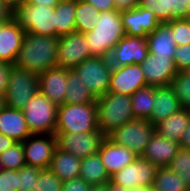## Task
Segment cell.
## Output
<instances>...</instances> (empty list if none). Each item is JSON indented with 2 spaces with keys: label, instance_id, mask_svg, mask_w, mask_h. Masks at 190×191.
<instances>
[{
  "label": "cell",
  "instance_id": "obj_1",
  "mask_svg": "<svg viewBox=\"0 0 190 191\" xmlns=\"http://www.w3.org/2000/svg\"><path fill=\"white\" fill-rule=\"evenodd\" d=\"M57 42V37L26 33L13 66L38 75L57 67Z\"/></svg>",
  "mask_w": 190,
  "mask_h": 191
},
{
  "label": "cell",
  "instance_id": "obj_2",
  "mask_svg": "<svg viewBox=\"0 0 190 191\" xmlns=\"http://www.w3.org/2000/svg\"><path fill=\"white\" fill-rule=\"evenodd\" d=\"M84 34L93 57L110 58L113 48L125 36L121 12L116 9L100 12L97 24Z\"/></svg>",
  "mask_w": 190,
  "mask_h": 191
},
{
  "label": "cell",
  "instance_id": "obj_3",
  "mask_svg": "<svg viewBox=\"0 0 190 191\" xmlns=\"http://www.w3.org/2000/svg\"><path fill=\"white\" fill-rule=\"evenodd\" d=\"M98 129L107 137L134 118L130 95L107 92L96 99Z\"/></svg>",
  "mask_w": 190,
  "mask_h": 191
},
{
  "label": "cell",
  "instance_id": "obj_4",
  "mask_svg": "<svg viewBox=\"0 0 190 191\" xmlns=\"http://www.w3.org/2000/svg\"><path fill=\"white\" fill-rule=\"evenodd\" d=\"M98 130L96 102L57 107L55 133H86Z\"/></svg>",
  "mask_w": 190,
  "mask_h": 191
},
{
  "label": "cell",
  "instance_id": "obj_5",
  "mask_svg": "<svg viewBox=\"0 0 190 191\" xmlns=\"http://www.w3.org/2000/svg\"><path fill=\"white\" fill-rule=\"evenodd\" d=\"M57 107L39 91L28 101L22 112L32 134L55 135Z\"/></svg>",
  "mask_w": 190,
  "mask_h": 191
},
{
  "label": "cell",
  "instance_id": "obj_6",
  "mask_svg": "<svg viewBox=\"0 0 190 191\" xmlns=\"http://www.w3.org/2000/svg\"><path fill=\"white\" fill-rule=\"evenodd\" d=\"M14 18L26 33L56 37L54 7L24 4L14 12Z\"/></svg>",
  "mask_w": 190,
  "mask_h": 191
},
{
  "label": "cell",
  "instance_id": "obj_7",
  "mask_svg": "<svg viewBox=\"0 0 190 191\" xmlns=\"http://www.w3.org/2000/svg\"><path fill=\"white\" fill-rule=\"evenodd\" d=\"M38 91V74L15 66L11 67L4 94L6 106L22 110Z\"/></svg>",
  "mask_w": 190,
  "mask_h": 191
},
{
  "label": "cell",
  "instance_id": "obj_8",
  "mask_svg": "<svg viewBox=\"0 0 190 191\" xmlns=\"http://www.w3.org/2000/svg\"><path fill=\"white\" fill-rule=\"evenodd\" d=\"M112 68L110 58L92 57L84 60L73 70L97 99L108 92Z\"/></svg>",
  "mask_w": 190,
  "mask_h": 191
},
{
  "label": "cell",
  "instance_id": "obj_9",
  "mask_svg": "<svg viewBox=\"0 0 190 191\" xmlns=\"http://www.w3.org/2000/svg\"><path fill=\"white\" fill-rule=\"evenodd\" d=\"M155 126L148 120L133 119L119 126L107 137L118 145L129 148L135 155L142 156Z\"/></svg>",
  "mask_w": 190,
  "mask_h": 191
},
{
  "label": "cell",
  "instance_id": "obj_10",
  "mask_svg": "<svg viewBox=\"0 0 190 191\" xmlns=\"http://www.w3.org/2000/svg\"><path fill=\"white\" fill-rule=\"evenodd\" d=\"M57 49V67L68 70L93 57L85 34L78 31L58 37Z\"/></svg>",
  "mask_w": 190,
  "mask_h": 191
},
{
  "label": "cell",
  "instance_id": "obj_11",
  "mask_svg": "<svg viewBox=\"0 0 190 191\" xmlns=\"http://www.w3.org/2000/svg\"><path fill=\"white\" fill-rule=\"evenodd\" d=\"M57 147L81 159L98 153L105 135L98 129L86 133H55Z\"/></svg>",
  "mask_w": 190,
  "mask_h": 191
},
{
  "label": "cell",
  "instance_id": "obj_12",
  "mask_svg": "<svg viewBox=\"0 0 190 191\" xmlns=\"http://www.w3.org/2000/svg\"><path fill=\"white\" fill-rule=\"evenodd\" d=\"M158 167L138 156L129 165L115 173L110 181L124 188L151 187Z\"/></svg>",
  "mask_w": 190,
  "mask_h": 191
},
{
  "label": "cell",
  "instance_id": "obj_13",
  "mask_svg": "<svg viewBox=\"0 0 190 191\" xmlns=\"http://www.w3.org/2000/svg\"><path fill=\"white\" fill-rule=\"evenodd\" d=\"M25 164L40 169H49L53 153L57 147L55 135L32 134L23 142Z\"/></svg>",
  "mask_w": 190,
  "mask_h": 191
},
{
  "label": "cell",
  "instance_id": "obj_14",
  "mask_svg": "<svg viewBox=\"0 0 190 191\" xmlns=\"http://www.w3.org/2000/svg\"><path fill=\"white\" fill-rule=\"evenodd\" d=\"M148 54L147 37L125 35L113 48L110 63L113 67L141 64Z\"/></svg>",
  "mask_w": 190,
  "mask_h": 191
},
{
  "label": "cell",
  "instance_id": "obj_15",
  "mask_svg": "<svg viewBox=\"0 0 190 191\" xmlns=\"http://www.w3.org/2000/svg\"><path fill=\"white\" fill-rule=\"evenodd\" d=\"M146 86L140 64L112 68L108 92L131 96L136 90Z\"/></svg>",
  "mask_w": 190,
  "mask_h": 191
},
{
  "label": "cell",
  "instance_id": "obj_16",
  "mask_svg": "<svg viewBox=\"0 0 190 191\" xmlns=\"http://www.w3.org/2000/svg\"><path fill=\"white\" fill-rule=\"evenodd\" d=\"M140 65L147 86L152 87H164L170 85L172 78L178 72L173 59L162 56H153L150 53Z\"/></svg>",
  "mask_w": 190,
  "mask_h": 191
},
{
  "label": "cell",
  "instance_id": "obj_17",
  "mask_svg": "<svg viewBox=\"0 0 190 191\" xmlns=\"http://www.w3.org/2000/svg\"><path fill=\"white\" fill-rule=\"evenodd\" d=\"M122 27L125 35L147 37L161 22L152 10L142 7L121 12Z\"/></svg>",
  "mask_w": 190,
  "mask_h": 191
},
{
  "label": "cell",
  "instance_id": "obj_18",
  "mask_svg": "<svg viewBox=\"0 0 190 191\" xmlns=\"http://www.w3.org/2000/svg\"><path fill=\"white\" fill-rule=\"evenodd\" d=\"M25 34L26 31L14 17L0 23V61L14 65Z\"/></svg>",
  "mask_w": 190,
  "mask_h": 191
},
{
  "label": "cell",
  "instance_id": "obj_19",
  "mask_svg": "<svg viewBox=\"0 0 190 191\" xmlns=\"http://www.w3.org/2000/svg\"><path fill=\"white\" fill-rule=\"evenodd\" d=\"M68 69L51 68L38 75L39 92L57 106L65 103Z\"/></svg>",
  "mask_w": 190,
  "mask_h": 191
},
{
  "label": "cell",
  "instance_id": "obj_20",
  "mask_svg": "<svg viewBox=\"0 0 190 191\" xmlns=\"http://www.w3.org/2000/svg\"><path fill=\"white\" fill-rule=\"evenodd\" d=\"M98 154L110 177L138 157L129 148L112 142L108 137L101 143Z\"/></svg>",
  "mask_w": 190,
  "mask_h": 191
},
{
  "label": "cell",
  "instance_id": "obj_21",
  "mask_svg": "<svg viewBox=\"0 0 190 191\" xmlns=\"http://www.w3.org/2000/svg\"><path fill=\"white\" fill-rule=\"evenodd\" d=\"M179 148L178 141L164 138L155 131L141 157L152 162L157 167H165L172 161Z\"/></svg>",
  "mask_w": 190,
  "mask_h": 191
},
{
  "label": "cell",
  "instance_id": "obj_22",
  "mask_svg": "<svg viewBox=\"0 0 190 191\" xmlns=\"http://www.w3.org/2000/svg\"><path fill=\"white\" fill-rule=\"evenodd\" d=\"M189 0H139V7L152 10L161 23L184 19L188 15Z\"/></svg>",
  "mask_w": 190,
  "mask_h": 191
},
{
  "label": "cell",
  "instance_id": "obj_23",
  "mask_svg": "<svg viewBox=\"0 0 190 191\" xmlns=\"http://www.w3.org/2000/svg\"><path fill=\"white\" fill-rule=\"evenodd\" d=\"M0 133L16 142H23L32 135L22 110L8 106L0 110Z\"/></svg>",
  "mask_w": 190,
  "mask_h": 191
},
{
  "label": "cell",
  "instance_id": "obj_24",
  "mask_svg": "<svg viewBox=\"0 0 190 191\" xmlns=\"http://www.w3.org/2000/svg\"><path fill=\"white\" fill-rule=\"evenodd\" d=\"M154 101L152 113L148 120L154 126L182 108L170 85L154 87Z\"/></svg>",
  "mask_w": 190,
  "mask_h": 191
},
{
  "label": "cell",
  "instance_id": "obj_25",
  "mask_svg": "<svg viewBox=\"0 0 190 191\" xmlns=\"http://www.w3.org/2000/svg\"><path fill=\"white\" fill-rule=\"evenodd\" d=\"M147 39L150 54L174 60L177 46L172 29L167 23H161L152 33L147 35Z\"/></svg>",
  "mask_w": 190,
  "mask_h": 191
},
{
  "label": "cell",
  "instance_id": "obj_26",
  "mask_svg": "<svg viewBox=\"0 0 190 191\" xmlns=\"http://www.w3.org/2000/svg\"><path fill=\"white\" fill-rule=\"evenodd\" d=\"M81 163V158L56 147L49 169L64 182L79 177Z\"/></svg>",
  "mask_w": 190,
  "mask_h": 191
},
{
  "label": "cell",
  "instance_id": "obj_27",
  "mask_svg": "<svg viewBox=\"0 0 190 191\" xmlns=\"http://www.w3.org/2000/svg\"><path fill=\"white\" fill-rule=\"evenodd\" d=\"M190 123V108H181L155 125V131L164 138L180 142L182 134Z\"/></svg>",
  "mask_w": 190,
  "mask_h": 191
},
{
  "label": "cell",
  "instance_id": "obj_28",
  "mask_svg": "<svg viewBox=\"0 0 190 191\" xmlns=\"http://www.w3.org/2000/svg\"><path fill=\"white\" fill-rule=\"evenodd\" d=\"M79 177L90 185L106 184L111 178L98 153L82 159Z\"/></svg>",
  "mask_w": 190,
  "mask_h": 191
},
{
  "label": "cell",
  "instance_id": "obj_29",
  "mask_svg": "<svg viewBox=\"0 0 190 191\" xmlns=\"http://www.w3.org/2000/svg\"><path fill=\"white\" fill-rule=\"evenodd\" d=\"M75 12V0H61L54 7L57 38L76 31Z\"/></svg>",
  "mask_w": 190,
  "mask_h": 191
},
{
  "label": "cell",
  "instance_id": "obj_30",
  "mask_svg": "<svg viewBox=\"0 0 190 191\" xmlns=\"http://www.w3.org/2000/svg\"><path fill=\"white\" fill-rule=\"evenodd\" d=\"M96 102V98L83 84L79 75L72 69L68 70L67 88L65 93L66 104H85Z\"/></svg>",
  "mask_w": 190,
  "mask_h": 191
},
{
  "label": "cell",
  "instance_id": "obj_31",
  "mask_svg": "<svg viewBox=\"0 0 190 191\" xmlns=\"http://www.w3.org/2000/svg\"><path fill=\"white\" fill-rule=\"evenodd\" d=\"M151 187L156 191H190L183 178L168 166L158 167Z\"/></svg>",
  "mask_w": 190,
  "mask_h": 191
},
{
  "label": "cell",
  "instance_id": "obj_32",
  "mask_svg": "<svg viewBox=\"0 0 190 191\" xmlns=\"http://www.w3.org/2000/svg\"><path fill=\"white\" fill-rule=\"evenodd\" d=\"M132 114L136 119L149 120L154 106V87L146 86L131 95Z\"/></svg>",
  "mask_w": 190,
  "mask_h": 191
},
{
  "label": "cell",
  "instance_id": "obj_33",
  "mask_svg": "<svg viewBox=\"0 0 190 191\" xmlns=\"http://www.w3.org/2000/svg\"><path fill=\"white\" fill-rule=\"evenodd\" d=\"M99 16L100 11H98L93 5L85 2L84 0L76 1V31L81 33L91 31L94 25L97 24Z\"/></svg>",
  "mask_w": 190,
  "mask_h": 191
},
{
  "label": "cell",
  "instance_id": "obj_34",
  "mask_svg": "<svg viewBox=\"0 0 190 191\" xmlns=\"http://www.w3.org/2000/svg\"><path fill=\"white\" fill-rule=\"evenodd\" d=\"M0 162L6 170H19L25 166V155L22 142H17L0 154Z\"/></svg>",
  "mask_w": 190,
  "mask_h": 191
},
{
  "label": "cell",
  "instance_id": "obj_35",
  "mask_svg": "<svg viewBox=\"0 0 190 191\" xmlns=\"http://www.w3.org/2000/svg\"><path fill=\"white\" fill-rule=\"evenodd\" d=\"M170 86L175 92L182 108H190V76L185 72H177L172 78Z\"/></svg>",
  "mask_w": 190,
  "mask_h": 191
},
{
  "label": "cell",
  "instance_id": "obj_36",
  "mask_svg": "<svg viewBox=\"0 0 190 191\" xmlns=\"http://www.w3.org/2000/svg\"><path fill=\"white\" fill-rule=\"evenodd\" d=\"M168 167L179 174L190 188V149L180 147Z\"/></svg>",
  "mask_w": 190,
  "mask_h": 191
},
{
  "label": "cell",
  "instance_id": "obj_37",
  "mask_svg": "<svg viewBox=\"0 0 190 191\" xmlns=\"http://www.w3.org/2000/svg\"><path fill=\"white\" fill-rule=\"evenodd\" d=\"M42 169L23 166L18 171V191H33Z\"/></svg>",
  "mask_w": 190,
  "mask_h": 191
},
{
  "label": "cell",
  "instance_id": "obj_38",
  "mask_svg": "<svg viewBox=\"0 0 190 191\" xmlns=\"http://www.w3.org/2000/svg\"><path fill=\"white\" fill-rule=\"evenodd\" d=\"M63 181L50 169L40 171L37 184L33 191H62Z\"/></svg>",
  "mask_w": 190,
  "mask_h": 191
},
{
  "label": "cell",
  "instance_id": "obj_39",
  "mask_svg": "<svg viewBox=\"0 0 190 191\" xmlns=\"http://www.w3.org/2000/svg\"><path fill=\"white\" fill-rule=\"evenodd\" d=\"M167 24L172 29L176 46L190 44V27L185 19H173Z\"/></svg>",
  "mask_w": 190,
  "mask_h": 191
},
{
  "label": "cell",
  "instance_id": "obj_40",
  "mask_svg": "<svg viewBox=\"0 0 190 191\" xmlns=\"http://www.w3.org/2000/svg\"><path fill=\"white\" fill-rule=\"evenodd\" d=\"M174 64L178 72H184L190 66V44L176 47Z\"/></svg>",
  "mask_w": 190,
  "mask_h": 191
},
{
  "label": "cell",
  "instance_id": "obj_41",
  "mask_svg": "<svg viewBox=\"0 0 190 191\" xmlns=\"http://www.w3.org/2000/svg\"><path fill=\"white\" fill-rule=\"evenodd\" d=\"M0 191H18V171L3 169L0 172Z\"/></svg>",
  "mask_w": 190,
  "mask_h": 191
},
{
  "label": "cell",
  "instance_id": "obj_42",
  "mask_svg": "<svg viewBox=\"0 0 190 191\" xmlns=\"http://www.w3.org/2000/svg\"><path fill=\"white\" fill-rule=\"evenodd\" d=\"M91 185L78 177L63 182L62 191H89Z\"/></svg>",
  "mask_w": 190,
  "mask_h": 191
},
{
  "label": "cell",
  "instance_id": "obj_43",
  "mask_svg": "<svg viewBox=\"0 0 190 191\" xmlns=\"http://www.w3.org/2000/svg\"><path fill=\"white\" fill-rule=\"evenodd\" d=\"M12 66V64L0 61V95L5 94Z\"/></svg>",
  "mask_w": 190,
  "mask_h": 191
},
{
  "label": "cell",
  "instance_id": "obj_44",
  "mask_svg": "<svg viewBox=\"0 0 190 191\" xmlns=\"http://www.w3.org/2000/svg\"><path fill=\"white\" fill-rule=\"evenodd\" d=\"M84 1L93 5L100 12L116 9L114 0H84Z\"/></svg>",
  "mask_w": 190,
  "mask_h": 191
},
{
  "label": "cell",
  "instance_id": "obj_45",
  "mask_svg": "<svg viewBox=\"0 0 190 191\" xmlns=\"http://www.w3.org/2000/svg\"><path fill=\"white\" fill-rule=\"evenodd\" d=\"M118 12L128 11L139 6V0H114Z\"/></svg>",
  "mask_w": 190,
  "mask_h": 191
},
{
  "label": "cell",
  "instance_id": "obj_46",
  "mask_svg": "<svg viewBox=\"0 0 190 191\" xmlns=\"http://www.w3.org/2000/svg\"><path fill=\"white\" fill-rule=\"evenodd\" d=\"M14 17V12L4 0H0V23H5Z\"/></svg>",
  "mask_w": 190,
  "mask_h": 191
},
{
  "label": "cell",
  "instance_id": "obj_47",
  "mask_svg": "<svg viewBox=\"0 0 190 191\" xmlns=\"http://www.w3.org/2000/svg\"><path fill=\"white\" fill-rule=\"evenodd\" d=\"M16 143L17 142L14 139L9 138L3 135L2 133H0V154L4 152L5 150L9 149L11 146H13Z\"/></svg>",
  "mask_w": 190,
  "mask_h": 191
},
{
  "label": "cell",
  "instance_id": "obj_48",
  "mask_svg": "<svg viewBox=\"0 0 190 191\" xmlns=\"http://www.w3.org/2000/svg\"><path fill=\"white\" fill-rule=\"evenodd\" d=\"M180 147L184 149H190V123L184 133L182 134V138L179 142Z\"/></svg>",
  "mask_w": 190,
  "mask_h": 191
},
{
  "label": "cell",
  "instance_id": "obj_49",
  "mask_svg": "<svg viewBox=\"0 0 190 191\" xmlns=\"http://www.w3.org/2000/svg\"><path fill=\"white\" fill-rule=\"evenodd\" d=\"M59 1L61 0H26L25 4H32V5H46V6H51L55 7Z\"/></svg>",
  "mask_w": 190,
  "mask_h": 191
},
{
  "label": "cell",
  "instance_id": "obj_50",
  "mask_svg": "<svg viewBox=\"0 0 190 191\" xmlns=\"http://www.w3.org/2000/svg\"><path fill=\"white\" fill-rule=\"evenodd\" d=\"M7 5L15 12L19 7L26 3V0H4Z\"/></svg>",
  "mask_w": 190,
  "mask_h": 191
},
{
  "label": "cell",
  "instance_id": "obj_51",
  "mask_svg": "<svg viewBox=\"0 0 190 191\" xmlns=\"http://www.w3.org/2000/svg\"><path fill=\"white\" fill-rule=\"evenodd\" d=\"M107 191H133V188H124L109 181L107 182Z\"/></svg>",
  "mask_w": 190,
  "mask_h": 191
},
{
  "label": "cell",
  "instance_id": "obj_52",
  "mask_svg": "<svg viewBox=\"0 0 190 191\" xmlns=\"http://www.w3.org/2000/svg\"><path fill=\"white\" fill-rule=\"evenodd\" d=\"M89 191H107V183L101 185H91Z\"/></svg>",
  "mask_w": 190,
  "mask_h": 191
},
{
  "label": "cell",
  "instance_id": "obj_53",
  "mask_svg": "<svg viewBox=\"0 0 190 191\" xmlns=\"http://www.w3.org/2000/svg\"><path fill=\"white\" fill-rule=\"evenodd\" d=\"M133 191H156L152 187H133Z\"/></svg>",
  "mask_w": 190,
  "mask_h": 191
},
{
  "label": "cell",
  "instance_id": "obj_54",
  "mask_svg": "<svg viewBox=\"0 0 190 191\" xmlns=\"http://www.w3.org/2000/svg\"><path fill=\"white\" fill-rule=\"evenodd\" d=\"M5 106L6 105L4 95H0V110H2Z\"/></svg>",
  "mask_w": 190,
  "mask_h": 191
},
{
  "label": "cell",
  "instance_id": "obj_55",
  "mask_svg": "<svg viewBox=\"0 0 190 191\" xmlns=\"http://www.w3.org/2000/svg\"><path fill=\"white\" fill-rule=\"evenodd\" d=\"M190 27V13L184 18Z\"/></svg>",
  "mask_w": 190,
  "mask_h": 191
},
{
  "label": "cell",
  "instance_id": "obj_56",
  "mask_svg": "<svg viewBox=\"0 0 190 191\" xmlns=\"http://www.w3.org/2000/svg\"><path fill=\"white\" fill-rule=\"evenodd\" d=\"M188 76H190V66L184 71Z\"/></svg>",
  "mask_w": 190,
  "mask_h": 191
},
{
  "label": "cell",
  "instance_id": "obj_57",
  "mask_svg": "<svg viewBox=\"0 0 190 191\" xmlns=\"http://www.w3.org/2000/svg\"><path fill=\"white\" fill-rule=\"evenodd\" d=\"M3 164L0 162V172L3 170Z\"/></svg>",
  "mask_w": 190,
  "mask_h": 191
},
{
  "label": "cell",
  "instance_id": "obj_58",
  "mask_svg": "<svg viewBox=\"0 0 190 191\" xmlns=\"http://www.w3.org/2000/svg\"><path fill=\"white\" fill-rule=\"evenodd\" d=\"M189 4H188V14L190 13V0H189V2H188Z\"/></svg>",
  "mask_w": 190,
  "mask_h": 191
}]
</instances>
